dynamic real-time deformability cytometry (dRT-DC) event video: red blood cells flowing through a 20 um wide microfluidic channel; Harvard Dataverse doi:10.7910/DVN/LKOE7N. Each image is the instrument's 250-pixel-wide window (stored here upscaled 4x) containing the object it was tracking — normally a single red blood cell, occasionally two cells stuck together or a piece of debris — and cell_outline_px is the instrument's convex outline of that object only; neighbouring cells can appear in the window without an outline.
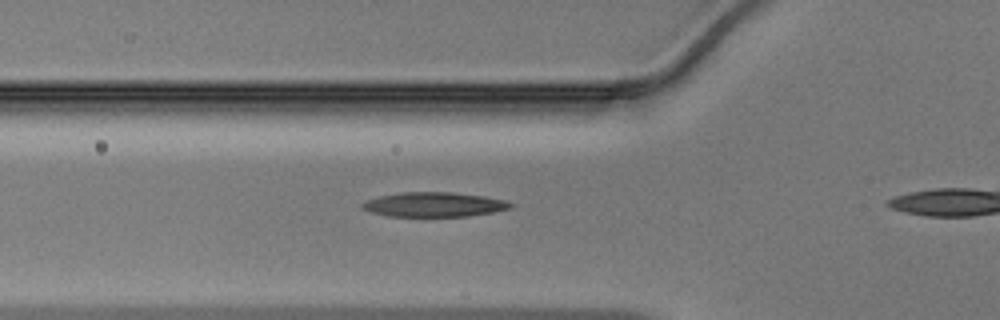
{"species": "Egyptian fruit bat (a non-hibernating species)", "species_latin": "Rousettus aegyptiacus", "temperature_condition": "warm", "stored_images_in_passage": 24, "camera_frame_rate_fps": 3000, "um_per_image_px": 0.085, "animal": {"sex": "male"}, "frame": {"image": 1, "passage_image": 2, "time_ms": 0.333, "image_size_px": [1000, 320], "cell_outline_px": [[516, 204], [512, 208], [492, 212], [468, 216], [384, 216], [360, 208], [360, 204], [368, 200], [380, 196], [400, 192], [452, 192], [484, 196], [504, 200]], "centroid_in_image_um": [36.9, 17.38], "position_along_channel_um": 88.9, "area_um2": 21.27}}
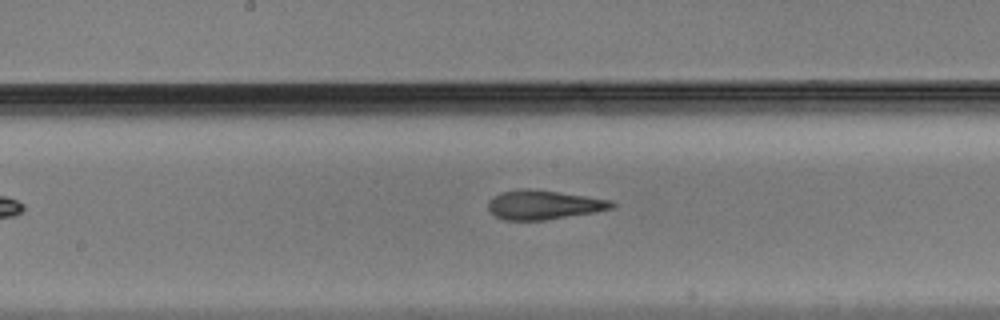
{"frame": {"image": 2, "passage_image": 10, "time_ms": 3.0, "image_size_px": [1000, 320], "cell_outline_px": [[620, 204], [616, 208], [596, 212], [548, 220], [504, 220], [488, 212], [488, 200], [500, 192], [520, 188], [528, 188], [612, 200]], "centroid_in_image_um": [46.24, 17.42], "position_along_channel_um": 202.0, "area_um2": 21.39}}
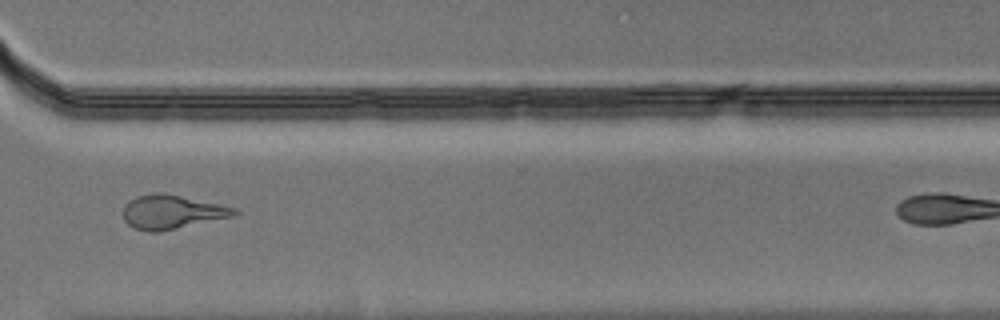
{"frame": {"image": 3, "passage_image": 21, "time_ms": 6.667, "image_size_px": [1000, 320], "cell_outline_px": [[240, 212], [232, 216], [160, 232], [148, 232], [132, 228], [124, 220], [124, 204], [128, 200], [136, 196], [164, 192], [220, 204], [236, 208]], "centroid_in_image_um": [14.58, 18.02], "position_along_channel_um": 356.0, "area_um2": 22.02}}